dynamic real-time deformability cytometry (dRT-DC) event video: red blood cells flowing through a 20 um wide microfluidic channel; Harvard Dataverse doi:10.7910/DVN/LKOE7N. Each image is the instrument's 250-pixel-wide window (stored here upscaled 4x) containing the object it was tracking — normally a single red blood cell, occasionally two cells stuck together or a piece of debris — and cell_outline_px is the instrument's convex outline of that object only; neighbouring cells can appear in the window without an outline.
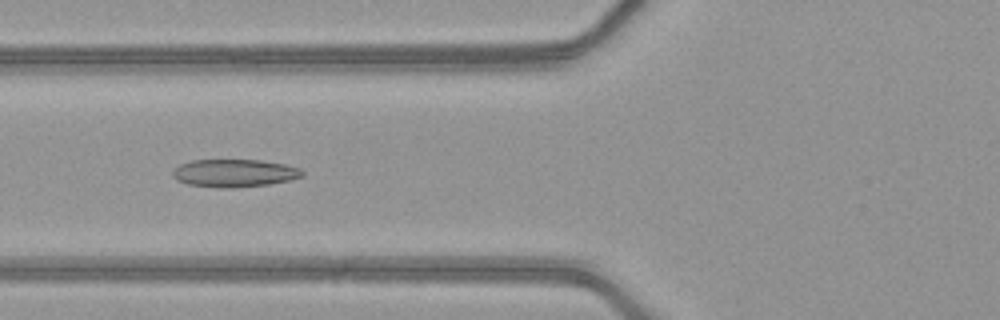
{"species": "common noctule bat (a hibernating species)", "species_latin": "Nyctalus noctula", "temperature_condition": "warm", "stored_images_in_passage": 50, "camera_frame_rate_fps": 3000, "um_per_image_px": 0.085, "animal": {"sex": "female", "body_mass_g": 21.9}, "frame": {"image": 1, "passage_image": 21, "time_ms": 6.667, "image_size_px": [1000, 320], "cell_outline_px": [[304, 176], [292, 180], [268, 184], [232, 188], [220, 188], [188, 184], [176, 180], [172, 176], [172, 172], [180, 164], [192, 160], [260, 160], [284, 164], [300, 168], [304, 172]], "centroid_in_image_um": [19.94, 14.71], "position_along_channel_um": 105.9, "area_um2": 21.04}}
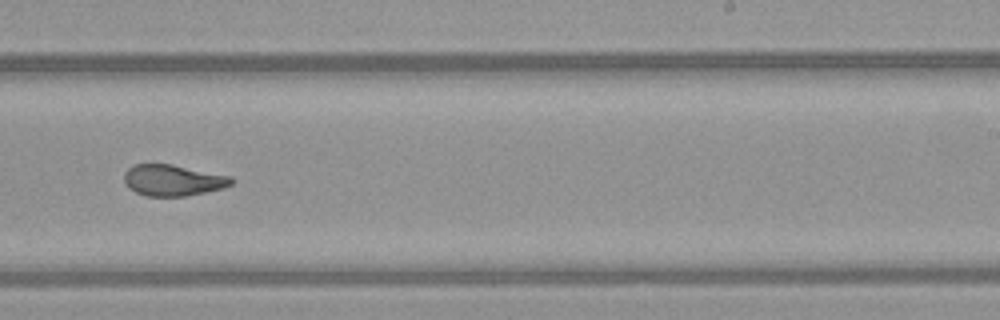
{"frame": {"image": 2, "passage_image": 33, "time_ms": 10.667, "image_size_px": [1000, 320], "cell_outline_px": [[236, 180], [232, 184], [224, 188], [184, 196], [148, 196], [136, 192], [128, 188], [124, 180], [124, 172], [132, 164], [172, 164], [232, 176]], "centroid_in_image_um": [14.71, 15.31], "position_along_channel_um": 274.3, "area_um2": 19.65}}
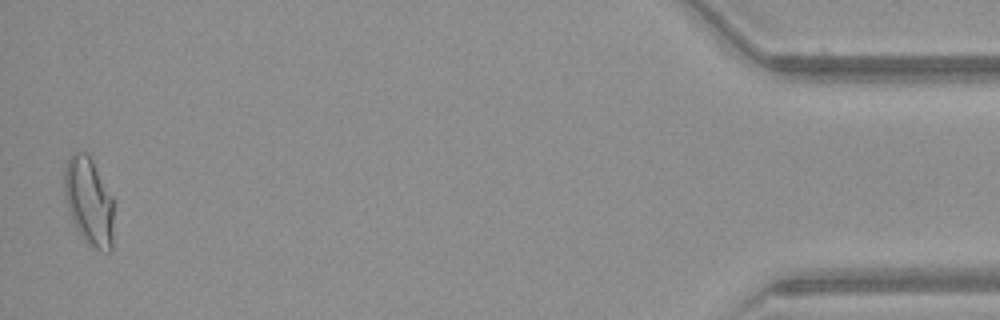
{"frame": {"image": 3, "passage_image": 50, "time_ms": 16.333, "image_size_px": [1000, 320], "cell_outline_px": [[112, 252], [100, 252], [88, 244], [84, 240], [76, 228], [72, 220], [68, 208], [64, 192], [64, 168], [72, 152], [88, 152], [112, 196]], "centroid_in_image_um": [7.55, 17.12], "position_along_channel_um": 427.6, "area_um2": 25.32}, "authors_computed_cell_mechanics": {"area_um2": 21.8195, "velocity_mm_per_s": 4.1973, "shape_relaxation_time_tau1_ms": 6.9026, "shape_relaxation_time_tau2_ms": 1.4469, "deformation_change_tau1": 0.1994, "deformation_change_tau2": 0.0772}}